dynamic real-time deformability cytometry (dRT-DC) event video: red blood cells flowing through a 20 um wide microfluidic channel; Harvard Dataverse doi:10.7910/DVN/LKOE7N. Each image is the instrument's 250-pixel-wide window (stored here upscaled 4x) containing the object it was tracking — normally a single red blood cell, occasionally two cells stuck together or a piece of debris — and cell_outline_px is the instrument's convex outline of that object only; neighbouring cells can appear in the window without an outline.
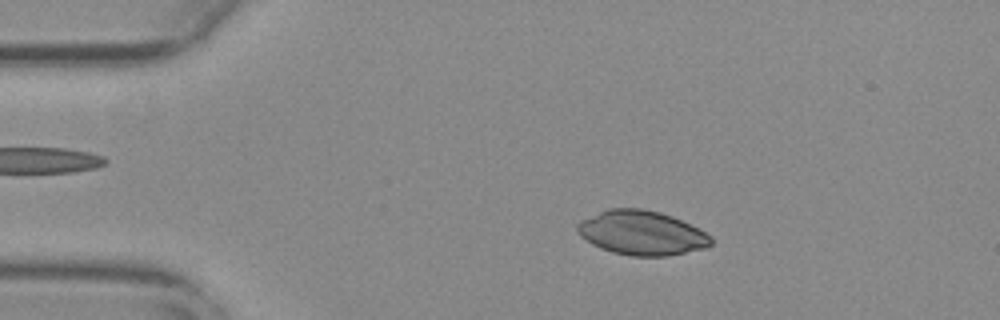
{"species": "common noctule bat (a hibernating species)", "species_latin": "Nyctalus noctula", "temperature_condition": "warm", "stored_images_in_passage": 12, "camera_frame_rate_fps": 3000, "um_per_image_px": 0.085, "animal": {"sex": "female", "body_mass_g": 29.2, "forearm_length_mm": 56.3}, "frame": {"image": 1, "passage_image": 5, "time_ms": 1.333, "image_size_px": [1000, 320], "cell_outline_px": [[712, 244], [704, 248], [668, 256], [632, 256], [612, 252], [600, 248], [592, 244], [580, 236], [576, 228], [576, 224], [580, 220], [608, 208], [640, 208], [660, 212], [672, 216], [712, 236]], "centroid_in_image_um": [54.51, 19.79], "position_along_channel_um": 30.5, "area_um2": 34.45}}